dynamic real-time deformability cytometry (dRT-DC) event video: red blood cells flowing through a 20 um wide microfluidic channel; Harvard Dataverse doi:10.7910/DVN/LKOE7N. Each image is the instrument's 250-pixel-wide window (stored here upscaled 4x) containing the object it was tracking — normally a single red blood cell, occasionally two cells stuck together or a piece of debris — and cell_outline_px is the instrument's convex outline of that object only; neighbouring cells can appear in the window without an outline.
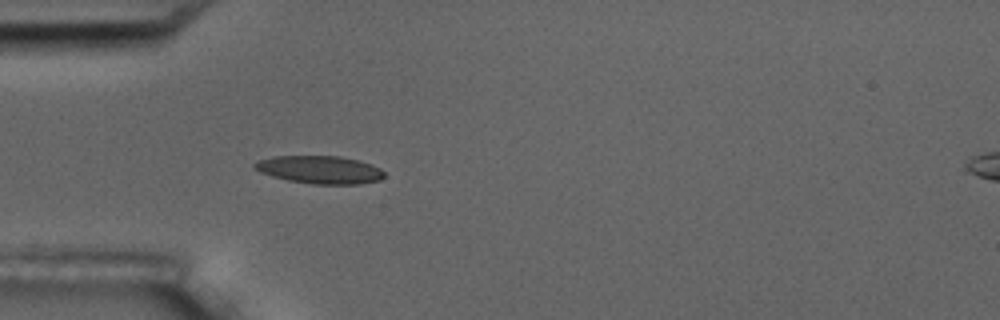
{"species": "common noctule bat (a hibernating species)", "species_latin": "Nyctalus noctula", "temperature_condition": "room temperature", "stored_images_in_passage": 6, "camera_frame_rate_fps": 3000, "um_per_image_px": 0.085, "animal": {"sex": "male", "body_mass_g": 17.5, "forearm_length_mm": 52.3}, "frame": {"image": 1, "passage_image": 5, "time_ms": 5.333, "image_size_px": [1000, 320], "cell_outline_px": [[384, 176], [380, 180], [360, 184], [312, 184], [288, 180], [272, 176], [260, 172], [252, 168], [252, 164], [260, 160], [272, 156], [340, 156], [372, 164], [380, 168], [384, 172]], "centroid_in_image_um": [27.17, 14.42], "position_along_channel_um": 57.8, "area_um2": 21.1}}